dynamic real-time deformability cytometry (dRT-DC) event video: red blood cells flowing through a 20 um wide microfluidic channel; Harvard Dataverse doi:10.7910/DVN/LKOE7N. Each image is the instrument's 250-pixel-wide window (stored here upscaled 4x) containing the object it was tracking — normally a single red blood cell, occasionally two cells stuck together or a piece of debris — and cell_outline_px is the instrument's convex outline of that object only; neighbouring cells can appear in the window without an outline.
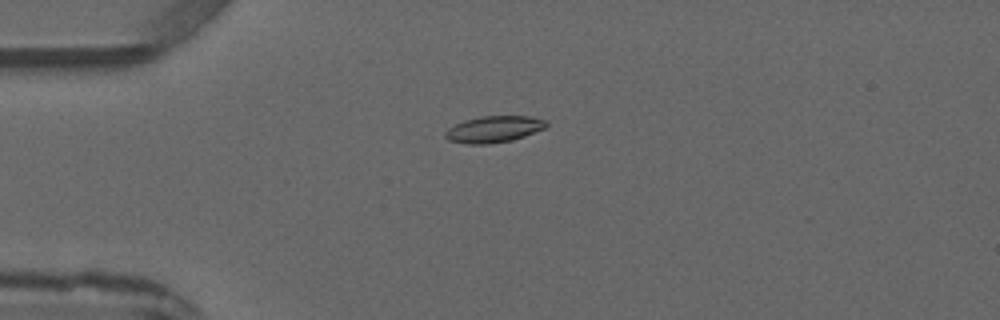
{"species": "common noctule bat (a hibernating species)", "species_latin": "Nyctalus noctula", "temperature_condition": "warm", "stored_images_in_passage": 5, "camera_frame_rate_fps": 3000, "um_per_image_px": 0.085, "animal": {"sex": "male", "forearm_length_mm": 52.5}, "frame": {"image": 1, "passage_image": 4, "time_ms": 3.667, "image_size_px": [1000, 320], "cell_outline_px": [[548, 128], [512, 140], [488, 144], [468, 144], [448, 140], [444, 136], [444, 132], [448, 128], [464, 120], [480, 116], [532, 116], [548, 120]], "centroid_in_image_um": [42.02, 10.97], "position_along_channel_um": 43.0, "area_um2": 15.84}}